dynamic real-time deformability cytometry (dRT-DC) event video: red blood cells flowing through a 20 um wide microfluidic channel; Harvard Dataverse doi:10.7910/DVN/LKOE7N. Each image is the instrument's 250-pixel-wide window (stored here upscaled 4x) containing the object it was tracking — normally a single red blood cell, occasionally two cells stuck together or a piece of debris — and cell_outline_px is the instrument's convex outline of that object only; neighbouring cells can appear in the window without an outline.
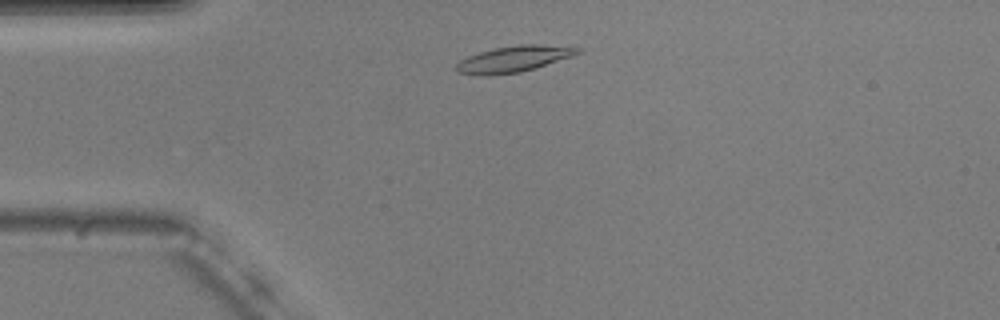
{"species": "common noctule bat (a hibernating species)", "species_latin": "Nyctalus noctula", "temperature_condition": "warm", "stored_images_in_passage": 15, "camera_frame_rate_fps": 3000, "um_per_image_px": 0.085, "animal": {"sex": "male", "body_mass_g": 20.5, "forearm_length_mm": 52.5}, "frame": {"image": 1, "passage_image": 5, "time_ms": 1.333, "image_size_px": [1000, 320], "cell_outline_px": [[584, 48], [580, 52], [572, 56], [520, 72], [488, 76], [456, 72], [456, 64], [460, 60], [468, 56], [480, 52], [496, 48], [520, 44], [576, 44]], "centroid_in_image_um": [43.78, 4.98], "position_along_channel_um": 41.2, "area_um2": 18.79}}
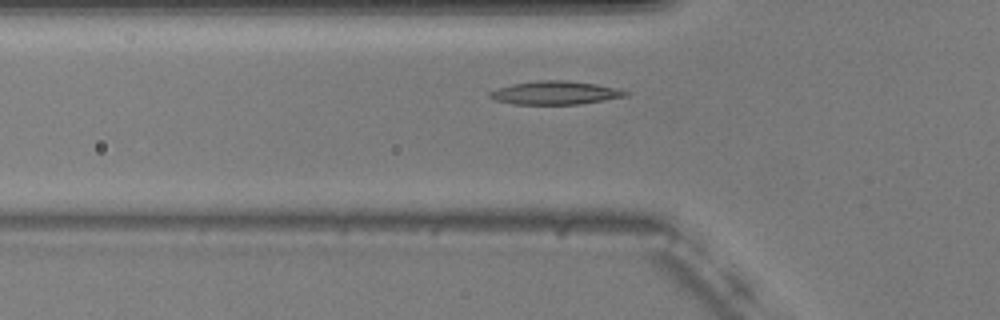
{"frame": {"image": 2, "passage_image": 10, "time_ms": 3.0, "image_size_px": [1000, 320], "cell_outline_px": [[628, 92], [624, 96], [580, 104], [512, 104], [496, 100], [488, 96], [488, 92], [512, 84], [536, 80], [564, 80], [596, 84], [620, 88]], "centroid_in_image_um": [47.17, 7.88], "position_along_channel_um": 78.6, "area_um2": 18.32}}
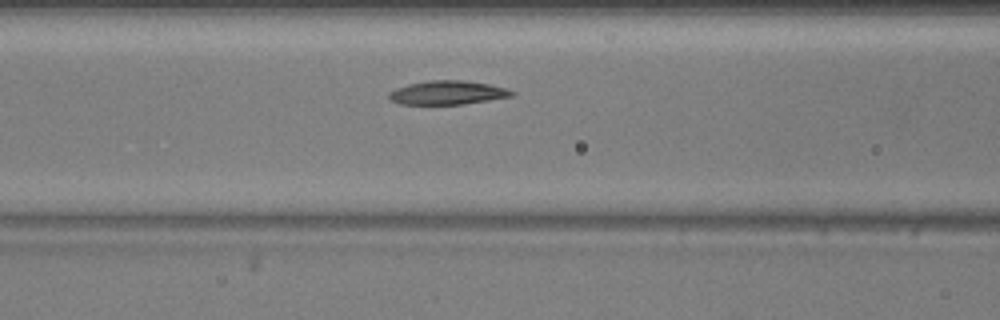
{"frame": {"image": 3, "passage_image": 14, "time_ms": 4.333, "image_size_px": [1000, 320], "cell_outline_px": [[516, 92], [512, 96], [464, 104], [400, 104], [392, 100], [388, 96], [388, 92], [396, 88], [408, 84], [428, 80], [464, 80], [488, 84], [508, 88]], "centroid_in_image_um": [38.05, 7.87], "position_along_channel_um": 128.6, "area_um2": 17.05}}